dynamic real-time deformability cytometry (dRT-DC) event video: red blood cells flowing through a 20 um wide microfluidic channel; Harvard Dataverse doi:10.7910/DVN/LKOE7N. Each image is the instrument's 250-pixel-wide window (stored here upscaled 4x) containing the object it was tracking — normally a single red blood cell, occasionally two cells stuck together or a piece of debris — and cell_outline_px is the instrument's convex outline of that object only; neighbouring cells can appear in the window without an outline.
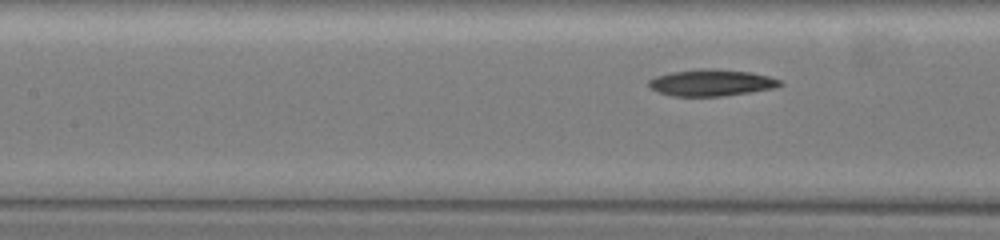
{"species": "common noctule bat (a hibernating species)", "species_latin": "Nyctalus noctula", "temperature_condition": "warm", "stored_images_in_passage": 24, "camera_frame_rate_fps": 3000, "um_per_image_px": 0.085, "animal": {"sex": "female", "body_mass_g": 19.5, "forearm_length_mm": 54.1}, "frame": {"image": 1, "passage_image": 8, "time_ms": 2.333, "image_size_px": [1000, 240], "cell_outline_px": [[784, 84], [772, 88], [748, 92], [720, 96], [672, 96], [660, 92], [652, 88], [648, 84], [648, 80], [656, 76], [672, 72], [700, 68], [716, 68], [752, 72], [768, 76], [780, 80]], "centroid_in_image_um": [60.46, 7.01], "position_along_channel_um": 146.9, "area_um2": 20.23}}